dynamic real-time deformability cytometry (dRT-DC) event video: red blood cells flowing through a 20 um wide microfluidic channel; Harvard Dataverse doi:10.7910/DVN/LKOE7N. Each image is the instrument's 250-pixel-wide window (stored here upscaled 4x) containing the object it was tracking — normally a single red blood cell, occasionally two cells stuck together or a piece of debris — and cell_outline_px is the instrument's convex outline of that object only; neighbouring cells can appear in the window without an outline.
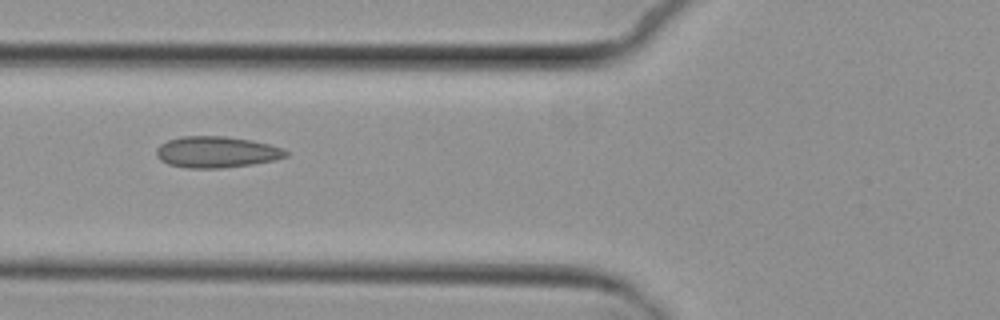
{"species": "common noctule bat (a hibernating species)", "species_latin": "Nyctalus noctula", "temperature_condition": "cold", "stored_images_in_passage": 5, "camera_frame_rate_fps": 3000, "um_per_image_px": 0.085, "animal": {"sex": "female", "body_mass_g": 29.2, "forearm_length_mm": 56.3}, "frame": {"image": 1, "passage_image": 2, "time_ms": 1.333, "image_size_px": [1000, 320], "cell_outline_px": [[288, 156], [276, 160], [252, 164], [220, 168], [188, 168], [168, 164], [160, 160], [156, 156], [156, 148], [160, 144], [168, 140], [180, 136], [224, 136], [252, 140], [284, 148], [288, 152]], "centroid_in_image_um": [18.4, 12.92], "position_along_channel_um": 107.4, "area_um2": 23.76}}
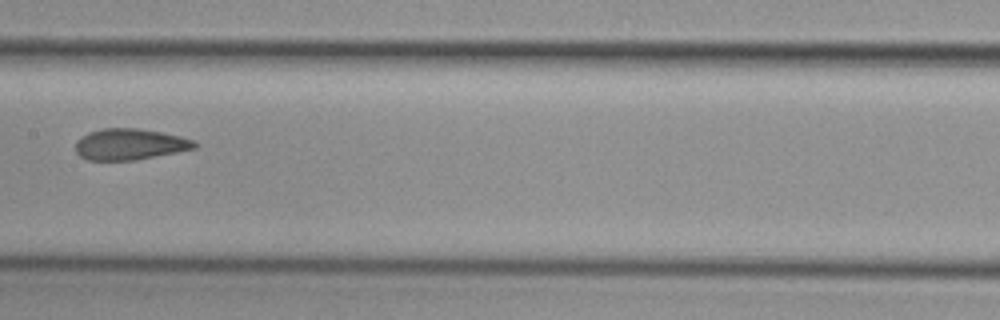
{"frame": {"image": 2, "passage_image": 4, "time_ms": 3.667, "image_size_px": [1000, 320], "cell_outline_px": [[200, 144], [196, 148], [136, 160], [88, 160], [80, 156], [76, 152], [76, 140], [88, 132], [104, 128], [136, 128], [160, 132], [180, 136], [192, 140]], "centroid_in_image_um": [11.02, 12.26], "position_along_channel_um": 196.4, "area_um2": 21.56}}
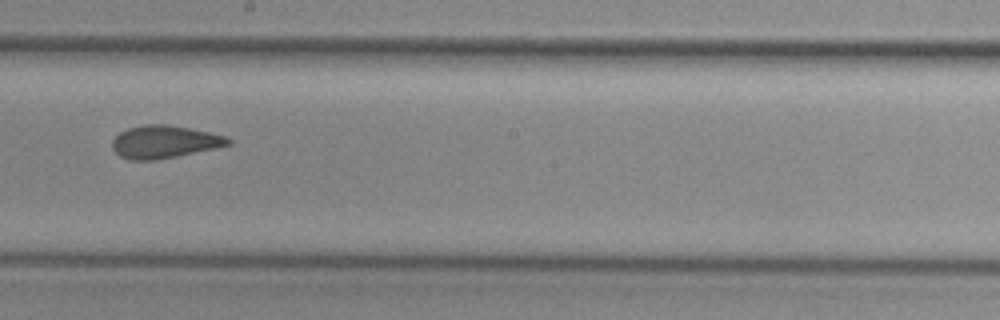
{"frame": {"image": 3, "passage_image": 5, "time_ms": 4.667, "image_size_px": [1000, 320], "cell_outline_px": [[232, 144], [176, 156], [152, 160], [128, 160], [120, 156], [112, 148], [112, 140], [120, 132], [128, 128], [144, 124], [168, 124], [208, 132], [224, 136], [232, 140]], "centroid_in_image_um": [13.93, 12.05], "position_along_channel_um": 234.3, "area_um2": 21.85}}